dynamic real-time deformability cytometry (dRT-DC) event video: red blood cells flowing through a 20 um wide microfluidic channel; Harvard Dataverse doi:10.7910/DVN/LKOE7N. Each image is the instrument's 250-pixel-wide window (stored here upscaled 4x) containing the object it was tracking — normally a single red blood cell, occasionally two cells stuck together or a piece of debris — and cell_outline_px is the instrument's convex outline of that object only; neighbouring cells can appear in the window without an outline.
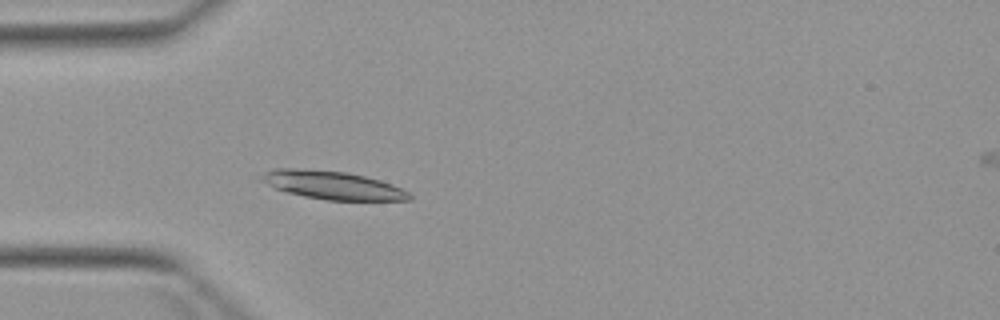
{"species": "Egyptian fruit bat (a non-hibernating species)", "species_latin": "Rousettus aegyptiacus", "temperature_condition": "warm", "stored_images_in_passage": 4, "camera_frame_rate_fps": 3000, "um_per_image_px": 0.085, "animal": {"sex": "female"}, "frame": {"image": 1, "passage_image": 4, "time_ms": 3.667, "image_size_px": [1000, 320], "cell_outline_px": [[412, 200], [328, 200], [304, 196], [288, 192], [276, 188], [268, 184], [264, 180], [264, 172], [276, 168], [296, 168], [348, 172], [380, 180], [392, 184], [408, 192], [412, 196]], "centroid_in_image_um": [28.33, 15.74], "position_along_channel_um": 56.7, "area_um2": 23.93}}